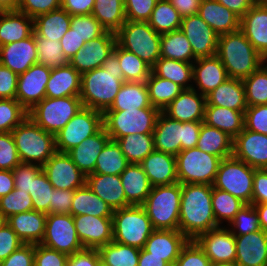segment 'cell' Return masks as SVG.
<instances>
[{
  "mask_svg": "<svg viewBox=\"0 0 267 266\" xmlns=\"http://www.w3.org/2000/svg\"><path fill=\"white\" fill-rule=\"evenodd\" d=\"M213 185L181 184L178 230L189 240L219 227L212 208Z\"/></svg>",
  "mask_w": 267,
  "mask_h": 266,
  "instance_id": "6da1fadb",
  "label": "cell"
},
{
  "mask_svg": "<svg viewBox=\"0 0 267 266\" xmlns=\"http://www.w3.org/2000/svg\"><path fill=\"white\" fill-rule=\"evenodd\" d=\"M123 83L118 56L112 52L101 67L81 75L79 97L83 107L104 113L113 104Z\"/></svg>",
  "mask_w": 267,
  "mask_h": 266,
  "instance_id": "7a4b0ae2",
  "label": "cell"
},
{
  "mask_svg": "<svg viewBox=\"0 0 267 266\" xmlns=\"http://www.w3.org/2000/svg\"><path fill=\"white\" fill-rule=\"evenodd\" d=\"M216 56L229 78L237 79L250 76L266 62L240 29L219 35Z\"/></svg>",
  "mask_w": 267,
  "mask_h": 266,
  "instance_id": "3957f363",
  "label": "cell"
},
{
  "mask_svg": "<svg viewBox=\"0 0 267 266\" xmlns=\"http://www.w3.org/2000/svg\"><path fill=\"white\" fill-rule=\"evenodd\" d=\"M19 159L43 166L56 152L55 136L26 117L11 131Z\"/></svg>",
  "mask_w": 267,
  "mask_h": 266,
  "instance_id": "277c9868",
  "label": "cell"
},
{
  "mask_svg": "<svg viewBox=\"0 0 267 266\" xmlns=\"http://www.w3.org/2000/svg\"><path fill=\"white\" fill-rule=\"evenodd\" d=\"M181 183L154 186L141 205L154 230H178Z\"/></svg>",
  "mask_w": 267,
  "mask_h": 266,
  "instance_id": "5b68a950",
  "label": "cell"
},
{
  "mask_svg": "<svg viewBox=\"0 0 267 266\" xmlns=\"http://www.w3.org/2000/svg\"><path fill=\"white\" fill-rule=\"evenodd\" d=\"M115 35L120 47L137 55L151 67L161 57V35L148 22L126 20Z\"/></svg>",
  "mask_w": 267,
  "mask_h": 266,
  "instance_id": "8992f818",
  "label": "cell"
},
{
  "mask_svg": "<svg viewBox=\"0 0 267 266\" xmlns=\"http://www.w3.org/2000/svg\"><path fill=\"white\" fill-rule=\"evenodd\" d=\"M113 241L143 249L154 228L141 205L113 211Z\"/></svg>",
  "mask_w": 267,
  "mask_h": 266,
  "instance_id": "52a82bcc",
  "label": "cell"
},
{
  "mask_svg": "<svg viewBox=\"0 0 267 266\" xmlns=\"http://www.w3.org/2000/svg\"><path fill=\"white\" fill-rule=\"evenodd\" d=\"M82 107L79 96L45 97L28 111V117L46 132L56 136Z\"/></svg>",
  "mask_w": 267,
  "mask_h": 266,
  "instance_id": "ba28073f",
  "label": "cell"
},
{
  "mask_svg": "<svg viewBox=\"0 0 267 266\" xmlns=\"http://www.w3.org/2000/svg\"><path fill=\"white\" fill-rule=\"evenodd\" d=\"M175 157L179 183L214 184L221 158L198 147L182 150Z\"/></svg>",
  "mask_w": 267,
  "mask_h": 266,
  "instance_id": "9c48e42d",
  "label": "cell"
},
{
  "mask_svg": "<svg viewBox=\"0 0 267 266\" xmlns=\"http://www.w3.org/2000/svg\"><path fill=\"white\" fill-rule=\"evenodd\" d=\"M160 112L158 108L105 111L103 126L114 141L129 134L153 133Z\"/></svg>",
  "mask_w": 267,
  "mask_h": 266,
  "instance_id": "30bf717a",
  "label": "cell"
},
{
  "mask_svg": "<svg viewBox=\"0 0 267 266\" xmlns=\"http://www.w3.org/2000/svg\"><path fill=\"white\" fill-rule=\"evenodd\" d=\"M255 170L234 156L222 159L213 187L251 204Z\"/></svg>",
  "mask_w": 267,
  "mask_h": 266,
  "instance_id": "8fae6325",
  "label": "cell"
},
{
  "mask_svg": "<svg viewBox=\"0 0 267 266\" xmlns=\"http://www.w3.org/2000/svg\"><path fill=\"white\" fill-rule=\"evenodd\" d=\"M103 127V113L88 107L80 111L55 136V148L67 153Z\"/></svg>",
  "mask_w": 267,
  "mask_h": 266,
  "instance_id": "7c38bea8",
  "label": "cell"
},
{
  "mask_svg": "<svg viewBox=\"0 0 267 266\" xmlns=\"http://www.w3.org/2000/svg\"><path fill=\"white\" fill-rule=\"evenodd\" d=\"M42 245L68 256L84 249L71 214L48 213Z\"/></svg>",
  "mask_w": 267,
  "mask_h": 266,
  "instance_id": "4fadbf2b",
  "label": "cell"
},
{
  "mask_svg": "<svg viewBox=\"0 0 267 266\" xmlns=\"http://www.w3.org/2000/svg\"><path fill=\"white\" fill-rule=\"evenodd\" d=\"M116 45L114 32L106 31L96 39L85 43L82 49L69 59V64L81 75L99 68L111 55Z\"/></svg>",
  "mask_w": 267,
  "mask_h": 266,
  "instance_id": "5bb4252c",
  "label": "cell"
},
{
  "mask_svg": "<svg viewBox=\"0 0 267 266\" xmlns=\"http://www.w3.org/2000/svg\"><path fill=\"white\" fill-rule=\"evenodd\" d=\"M54 189L75 190L86 182V176L67 153L56 151L42 166Z\"/></svg>",
  "mask_w": 267,
  "mask_h": 266,
  "instance_id": "9a60e30c",
  "label": "cell"
},
{
  "mask_svg": "<svg viewBox=\"0 0 267 266\" xmlns=\"http://www.w3.org/2000/svg\"><path fill=\"white\" fill-rule=\"evenodd\" d=\"M51 74V69L33 64L27 71L19 74L16 100L30 111L37 103L46 97V86Z\"/></svg>",
  "mask_w": 267,
  "mask_h": 266,
  "instance_id": "2e32d148",
  "label": "cell"
},
{
  "mask_svg": "<svg viewBox=\"0 0 267 266\" xmlns=\"http://www.w3.org/2000/svg\"><path fill=\"white\" fill-rule=\"evenodd\" d=\"M180 30L190 42L196 59L216 55L219 35L198 14L182 18Z\"/></svg>",
  "mask_w": 267,
  "mask_h": 266,
  "instance_id": "e0dca14e",
  "label": "cell"
},
{
  "mask_svg": "<svg viewBox=\"0 0 267 266\" xmlns=\"http://www.w3.org/2000/svg\"><path fill=\"white\" fill-rule=\"evenodd\" d=\"M195 241L211 262L235 263V236L227 226H219L200 234Z\"/></svg>",
  "mask_w": 267,
  "mask_h": 266,
  "instance_id": "ac0fdd59",
  "label": "cell"
},
{
  "mask_svg": "<svg viewBox=\"0 0 267 266\" xmlns=\"http://www.w3.org/2000/svg\"><path fill=\"white\" fill-rule=\"evenodd\" d=\"M73 219L84 249H99L113 241L112 217L78 215Z\"/></svg>",
  "mask_w": 267,
  "mask_h": 266,
  "instance_id": "d6986e66",
  "label": "cell"
},
{
  "mask_svg": "<svg viewBox=\"0 0 267 266\" xmlns=\"http://www.w3.org/2000/svg\"><path fill=\"white\" fill-rule=\"evenodd\" d=\"M233 156L252 168L267 169V135L243 128L234 138Z\"/></svg>",
  "mask_w": 267,
  "mask_h": 266,
  "instance_id": "ffe728a7",
  "label": "cell"
},
{
  "mask_svg": "<svg viewBox=\"0 0 267 266\" xmlns=\"http://www.w3.org/2000/svg\"><path fill=\"white\" fill-rule=\"evenodd\" d=\"M35 33L13 43L0 46V63L16 74H22L37 63Z\"/></svg>",
  "mask_w": 267,
  "mask_h": 266,
  "instance_id": "44dd1931",
  "label": "cell"
},
{
  "mask_svg": "<svg viewBox=\"0 0 267 266\" xmlns=\"http://www.w3.org/2000/svg\"><path fill=\"white\" fill-rule=\"evenodd\" d=\"M229 78L221 60L215 55L193 62L192 88L206 96Z\"/></svg>",
  "mask_w": 267,
  "mask_h": 266,
  "instance_id": "7402d4cb",
  "label": "cell"
},
{
  "mask_svg": "<svg viewBox=\"0 0 267 266\" xmlns=\"http://www.w3.org/2000/svg\"><path fill=\"white\" fill-rule=\"evenodd\" d=\"M206 96L192 89H184L163 111L179 122H203Z\"/></svg>",
  "mask_w": 267,
  "mask_h": 266,
  "instance_id": "603a6c76",
  "label": "cell"
},
{
  "mask_svg": "<svg viewBox=\"0 0 267 266\" xmlns=\"http://www.w3.org/2000/svg\"><path fill=\"white\" fill-rule=\"evenodd\" d=\"M237 266H267V232L235 236Z\"/></svg>",
  "mask_w": 267,
  "mask_h": 266,
  "instance_id": "cb8c5ba5",
  "label": "cell"
},
{
  "mask_svg": "<svg viewBox=\"0 0 267 266\" xmlns=\"http://www.w3.org/2000/svg\"><path fill=\"white\" fill-rule=\"evenodd\" d=\"M188 241L189 239L179 230H154L144 249L151 253V256L161 257L172 266Z\"/></svg>",
  "mask_w": 267,
  "mask_h": 266,
  "instance_id": "d4e9b609",
  "label": "cell"
},
{
  "mask_svg": "<svg viewBox=\"0 0 267 266\" xmlns=\"http://www.w3.org/2000/svg\"><path fill=\"white\" fill-rule=\"evenodd\" d=\"M240 30L267 60V5L254 4L241 18Z\"/></svg>",
  "mask_w": 267,
  "mask_h": 266,
  "instance_id": "484cf974",
  "label": "cell"
},
{
  "mask_svg": "<svg viewBox=\"0 0 267 266\" xmlns=\"http://www.w3.org/2000/svg\"><path fill=\"white\" fill-rule=\"evenodd\" d=\"M153 136L155 150L176 156L181 151V142H184V123L171 119L161 111Z\"/></svg>",
  "mask_w": 267,
  "mask_h": 266,
  "instance_id": "4316f807",
  "label": "cell"
},
{
  "mask_svg": "<svg viewBox=\"0 0 267 266\" xmlns=\"http://www.w3.org/2000/svg\"><path fill=\"white\" fill-rule=\"evenodd\" d=\"M139 164L152 187L178 182L175 155L154 150Z\"/></svg>",
  "mask_w": 267,
  "mask_h": 266,
  "instance_id": "83f0119b",
  "label": "cell"
},
{
  "mask_svg": "<svg viewBox=\"0 0 267 266\" xmlns=\"http://www.w3.org/2000/svg\"><path fill=\"white\" fill-rule=\"evenodd\" d=\"M47 214L36 210L8 217L5 222L24 244H40L45 235Z\"/></svg>",
  "mask_w": 267,
  "mask_h": 266,
  "instance_id": "f1b7e54d",
  "label": "cell"
},
{
  "mask_svg": "<svg viewBox=\"0 0 267 266\" xmlns=\"http://www.w3.org/2000/svg\"><path fill=\"white\" fill-rule=\"evenodd\" d=\"M109 140L110 136L103 126L96 134L83 140L67 154L78 169L88 176L94 172L97 157Z\"/></svg>",
  "mask_w": 267,
  "mask_h": 266,
  "instance_id": "f546056e",
  "label": "cell"
},
{
  "mask_svg": "<svg viewBox=\"0 0 267 266\" xmlns=\"http://www.w3.org/2000/svg\"><path fill=\"white\" fill-rule=\"evenodd\" d=\"M198 15L218 34L240 29L241 18L217 0H201Z\"/></svg>",
  "mask_w": 267,
  "mask_h": 266,
  "instance_id": "4dcf8cb0",
  "label": "cell"
},
{
  "mask_svg": "<svg viewBox=\"0 0 267 266\" xmlns=\"http://www.w3.org/2000/svg\"><path fill=\"white\" fill-rule=\"evenodd\" d=\"M86 185L112 210L126 207V196L120 175L92 173L86 176Z\"/></svg>",
  "mask_w": 267,
  "mask_h": 266,
  "instance_id": "1f68e13d",
  "label": "cell"
},
{
  "mask_svg": "<svg viewBox=\"0 0 267 266\" xmlns=\"http://www.w3.org/2000/svg\"><path fill=\"white\" fill-rule=\"evenodd\" d=\"M206 105L219 106L235 111L247 109L242 79L228 78L206 95Z\"/></svg>",
  "mask_w": 267,
  "mask_h": 266,
  "instance_id": "d6a6232c",
  "label": "cell"
},
{
  "mask_svg": "<svg viewBox=\"0 0 267 266\" xmlns=\"http://www.w3.org/2000/svg\"><path fill=\"white\" fill-rule=\"evenodd\" d=\"M81 92V74L70 64L51 69L46 86V97L62 98L79 96Z\"/></svg>",
  "mask_w": 267,
  "mask_h": 266,
  "instance_id": "836d02e7",
  "label": "cell"
},
{
  "mask_svg": "<svg viewBox=\"0 0 267 266\" xmlns=\"http://www.w3.org/2000/svg\"><path fill=\"white\" fill-rule=\"evenodd\" d=\"M126 196V207L142 205L151 191V184L140 164L130 163L120 174Z\"/></svg>",
  "mask_w": 267,
  "mask_h": 266,
  "instance_id": "e575fe53",
  "label": "cell"
},
{
  "mask_svg": "<svg viewBox=\"0 0 267 266\" xmlns=\"http://www.w3.org/2000/svg\"><path fill=\"white\" fill-rule=\"evenodd\" d=\"M34 33V20L18 10L0 13V46L23 40Z\"/></svg>",
  "mask_w": 267,
  "mask_h": 266,
  "instance_id": "d590c367",
  "label": "cell"
},
{
  "mask_svg": "<svg viewBox=\"0 0 267 266\" xmlns=\"http://www.w3.org/2000/svg\"><path fill=\"white\" fill-rule=\"evenodd\" d=\"M244 112L206 105L203 123L225 132L234 139L243 131Z\"/></svg>",
  "mask_w": 267,
  "mask_h": 266,
  "instance_id": "8d00e7d4",
  "label": "cell"
},
{
  "mask_svg": "<svg viewBox=\"0 0 267 266\" xmlns=\"http://www.w3.org/2000/svg\"><path fill=\"white\" fill-rule=\"evenodd\" d=\"M34 33L41 38L60 41L71 26V15L60 8L34 19Z\"/></svg>",
  "mask_w": 267,
  "mask_h": 266,
  "instance_id": "74e56055",
  "label": "cell"
},
{
  "mask_svg": "<svg viewBox=\"0 0 267 266\" xmlns=\"http://www.w3.org/2000/svg\"><path fill=\"white\" fill-rule=\"evenodd\" d=\"M155 108L150 104L146 82H124L116 98L106 111Z\"/></svg>",
  "mask_w": 267,
  "mask_h": 266,
  "instance_id": "f35d334b",
  "label": "cell"
},
{
  "mask_svg": "<svg viewBox=\"0 0 267 266\" xmlns=\"http://www.w3.org/2000/svg\"><path fill=\"white\" fill-rule=\"evenodd\" d=\"M71 215H92L97 217H112V208L99 198L86 183L74 191Z\"/></svg>",
  "mask_w": 267,
  "mask_h": 266,
  "instance_id": "ab89813d",
  "label": "cell"
},
{
  "mask_svg": "<svg viewBox=\"0 0 267 266\" xmlns=\"http://www.w3.org/2000/svg\"><path fill=\"white\" fill-rule=\"evenodd\" d=\"M233 141L234 139L225 132L202 123L196 147L225 159L233 156Z\"/></svg>",
  "mask_w": 267,
  "mask_h": 266,
  "instance_id": "60d3db41",
  "label": "cell"
},
{
  "mask_svg": "<svg viewBox=\"0 0 267 266\" xmlns=\"http://www.w3.org/2000/svg\"><path fill=\"white\" fill-rule=\"evenodd\" d=\"M151 72L179 84L184 89H192L193 63L160 57L151 67Z\"/></svg>",
  "mask_w": 267,
  "mask_h": 266,
  "instance_id": "b9f144b4",
  "label": "cell"
},
{
  "mask_svg": "<svg viewBox=\"0 0 267 266\" xmlns=\"http://www.w3.org/2000/svg\"><path fill=\"white\" fill-rule=\"evenodd\" d=\"M160 52L166 59L188 63L196 60L190 42L180 29L161 35Z\"/></svg>",
  "mask_w": 267,
  "mask_h": 266,
  "instance_id": "7bdbcfd3",
  "label": "cell"
},
{
  "mask_svg": "<svg viewBox=\"0 0 267 266\" xmlns=\"http://www.w3.org/2000/svg\"><path fill=\"white\" fill-rule=\"evenodd\" d=\"M91 14L107 31L114 33L126 22L124 0H95Z\"/></svg>",
  "mask_w": 267,
  "mask_h": 266,
  "instance_id": "ee69618b",
  "label": "cell"
},
{
  "mask_svg": "<svg viewBox=\"0 0 267 266\" xmlns=\"http://www.w3.org/2000/svg\"><path fill=\"white\" fill-rule=\"evenodd\" d=\"M150 104L164 111L167 106L184 90L179 84L173 83L170 80L160 78L152 72L145 81Z\"/></svg>",
  "mask_w": 267,
  "mask_h": 266,
  "instance_id": "f6af8a7d",
  "label": "cell"
},
{
  "mask_svg": "<svg viewBox=\"0 0 267 266\" xmlns=\"http://www.w3.org/2000/svg\"><path fill=\"white\" fill-rule=\"evenodd\" d=\"M116 141L129 163L139 164L155 150L153 133L129 134Z\"/></svg>",
  "mask_w": 267,
  "mask_h": 266,
  "instance_id": "bcb514c9",
  "label": "cell"
},
{
  "mask_svg": "<svg viewBox=\"0 0 267 266\" xmlns=\"http://www.w3.org/2000/svg\"><path fill=\"white\" fill-rule=\"evenodd\" d=\"M98 252L104 266H138L140 248L111 241Z\"/></svg>",
  "mask_w": 267,
  "mask_h": 266,
  "instance_id": "7dc6e473",
  "label": "cell"
},
{
  "mask_svg": "<svg viewBox=\"0 0 267 266\" xmlns=\"http://www.w3.org/2000/svg\"><path fill=\"white\" fill-rule=\"evenodd\" d=\"M129 164L117 141L110 139L98 155L93 173L120 175Z\"/></svg>",
  "mask_w": 267,
  "mask_h": 266,
  "instance_id": "c3c4849f",
  "label": "cell"
},
{
  "mask_svg": "<svg viewBox=\"0 0 267 266\" xmlns=\"http://www.w3.org/2000/svg\"><path fill=\"white\" fill-rule=\"evenodd\" d=\"M113 52L118 56L124 82H145L151 74V66L117 43Z\"/></svg>",
  "mask_w": 267,
  "mask_h": 266,
  "instance_id": "681fc988",
  "label": "cell"
},
{
  "mask_svg": "<svg viewBox=\"0 0 267 266\" xmlns=\"http://www.w3.org/2000/svg\"><path fill=\"white\" fill-rule=\"evenodd\" d=\"M182 17L169 0H158L148 21L160 35L180 29Z\"/></svg>",
  "mask_w": 267,
  "mask_h": 266,
  "instance_id": "f907efd6",
  "label": "cell"
},
{
  "mask_svg": "<svg viewBox=\"0 0 267 266\" xmlns=\"http://www.w3.org/2000/svg\"><path fill=\"white\" fill-rule=\"evenodd\" d=\"M54 187L48 180L47 175L38 165L31 172L30 196L33 203V210L49 213L50 201H52V191Z\"/></svg>",
  "mask_w": 267,
  "mask_h": 266,
  "instance_id": "816d5d0a",
  "label": "cell"
},
{
  "mask_svg": "<svg viewBox=\"0 0 267 266\" xmlns=\"http://www.w3.org/2000/svg\"><path fill=\"white\" fill-rule=\"evenodd\" d=\"M244 205L245 203L239 198L213 187L212 208L219 226H227Z\"/></svg>",
  "mask_w": 267,
  "mask_h": 266,
  "instance_id": "f5cc1de1",
  "label": "cell"
},
{
  "mask_svg": "<svg viewBox=\"0 0 267 266\" xmlns=\"http://www.w3.org/2000/svg\"><path fill=\"white\" fill-rule=\"evenodd\" d=\"M247 107L267 104V63L242 79Z\"/></svg>",
  "mask_w": 267,
  "mask_h": 266,
  "instance_id": "db71d44e",
  "label": "cell"
},
{
  "mask_svg": "<svg viewBox=\"0 0 267 266\" xmlns=\"http://www.w3.org/2000/svg\"><path fill=\"white\" fill-rule=\"evenodd\" d=\"M35 43L38 53V64L50 69L69 65V59L62 51L60 41L44 39L35 34Z\"/></svg>",
  "mask_w": 267,
  "mask_h": 266,
  "instance_id": "11a10c76",
  "label": "cell"
},
{
  "mask_svg": "<svg viewBox=\"0 0 267 266\" xmlns=\"http://www.w3.org/2000/svg\"><path fill=\"white\" fill-rule=\"evenodd\" d=\"M26 117L28 111L16 99H0V133L11 132Z\"/></svg>",
  "mask_w": 267,
  "mask_h": 266,
  "instance_id": "9f6ffc18",
  "label": "cell"
},
{
  "mask_svg": "<svg viewBox=\"0 0 267 266\" xmlns=\"http://www.w3.org/2000/svg\"><path fill=\"white\" fill-rule=\"evenodd\" d=\"M33 210V203L28 192L15 188L5 196L0 197V214L6 220L8 217Z\"/></svg>",
  "mask_w": 267,
  "mask_h": 266,
  "instance_id": "6f0895ef",
  "label": "cell"
},
{
  "mask_svg": "<svg viewBox=\"0 0 267 266\" xmlns=\"http://www.w3.org/2000/svg\"><path fill=\"white\" fill-rule=\"evenodd\" d=\"M234 236L256 232L260 230L259 216L252 204H245L227 225Z\"/></svg>",
  "mask_w": 267,
  "mask_h": 266,
  "instance_id": "680465c9",
  "label": "cell"
},
{
  "mask_svg": "<svg viewBox=\"0 0 267 266\" xmlns=\"http://www.w3.org/2000/svg\"><path fill=\"white\" fill-rule=\"evenodd\" d=\"M70 27L85 43L107 31L92 14L71 16Z\"/></svg>",
  "mask_w": 267,
  "mask_h": 266,
  "instance_id": "91938a15",
  "label": "cell"
},
{
  "mask_svg": "<svg viewBox=\"0 0 267 266\" xmlns=\"http://www.w3.org/2000/svg\"><path fill=\"white\" fill-rule=\"evenodd\" d=\"M211 261L195 240H189L172 266H209Z\"/></svg>",
  "mask_w": 267,
  "mask_h": 266,
  "instance_id": "94428289",
  "label": "cell"
},
{
  "mask_svg": "<svg viewBox=\"0 0 267 266\" xmlns=\"http://www.w3.org/2000/svg\"><path fill=\"white\" fill-rule=\"evenodd\" d=\"M20 163L12 133H0V170H13Z\"/></svg>",
  "mask_w": 267,
  "mask_h": 266,
  "instance_id": "6125c7cd",
  "label": "cell"
},
{
  "mask_svg": "<svg viewBox=\"0 0 267 266\" xmlns=\"http://www.w3.org/2000/svg\"><path fill=\"white\" fill-rule=\"evenodd\" d=\"M158 0H124L126 20L148 22Z\"/></svg>",
  "mask_w": 267,
  "mask_h": 266,
  "instance_id": "be15d7a7",
  "label": "cell"
},
{
  "mask_svg": "<svg viewBox=\"0 0 267 266\" xmlns=\"http://www.w3.org/2000/svg\"><path fill=\"white\" fill-rule=\"evenodd\" d=\"M244 119L245 129L267 135V104L247 107Z\"/></svg>",
  "mask_w": 267,
  "mask_h": 266,
  "instance_id": "e7e4bbea",
  "label": "cell"
},
{
  "mask_svg": "<svg viewBox=\"0 0 267 266\" xmlns=\"http://www.w3.org/2000/svg\"><path fill=\"white\" fill-rule=\"evenodd\" d=\"M68 255L42 244H35L34 266H66Z\"/></svg>",
  "mask_w": 267,
  "mask_h": 266,
  "instance_id": "03108f58",
  "label": "cell"
},
{
  "mask_svg": "<svg viewBox=\"0 0 267 266\" xmlns=\"http://www.w3.org/2000/svg\"><path fill=\"white\" fill-rule=\"evenodd\" d=\"M61 8V0H19L18 11L31 18Z\"/></svg>",
  "mask_w": 267,
  "mask_h": 266,
  "instance_id": "003e7915",
  "label": "cell"
},
{
  "mask_svg": "<svg viewBox=\"0 0 267 266\" xmlns=\"http://www.w3.org/2000/svg\"><path fill=\"white\" fill-rule=\"evenodd\" d=\"M23 244L16 232L6 222L0 226V262Z\"/></svg>",
  "mask_w": 267,
  "mask_h": 266,
  "instance_id": "a7ac6f4b",
  "label": "cell"
},
{
  "mask_svg": "<svg viewBox=\"0 0 267 266\" xmlns=\"http://www.w3.org/2000/svg\"><path fill=\"white\" fill-rule=\"evenodd\" d=\"M35 244H23L5 260L0 266H34Z\"/></svg>",
  "mask_w": 267,
  "mask_h": 266,
  "instance_id": "89a4df30",
  "label": "cell"
},
{
  "mask_svg": "<svg viewBox=\"0 0 267 266\" xmlns=\"http://www.w3.org/2000/svg\"><path fill=\"white\" fill-rule=\"evenodd\" d=\"M75 190L53 189L49 213L71 214L72 200Z\"/></svg>",
  "mask_w": 267,
  "mask_h": 266,
  "instance_id": "2644e50d",
  "label": "cell"
},
{
  "mask_svg": "<svg viewBox=\"0 0 267 266\" xmlns=\"http://www.w3.org/2000/svg\"><path fill=\"white\" fill-rule=\"evenodd\" d=\"M18 77L0 63V99H16Z\"/></svg>",
  "mask_w": 267,
  "mask_h": 266,
  "instance_id": "8c879c8a",
  "label": "cell"
},
{
  "mask_svg": "<svg viewBox=\"0 0 267 266\" xmlns=\"http://www.w3.org/2000/svg\"><path fill=\"white\" fill-rule=\"evenodd\" d=\"M100 264L98 249H83L69 255L66 266H99Z\"/></svg>",
  "mask_w": 267,
  "mask_h": 266,
  "instance_id": "753ad0ef",
  "label": "cell"
},
{
  "mask_svg": "<svg viewBox=\"0 0 267 266\" xmlns=\"http://www.w3.org/2000/svg\"><path fill=\"white\" fill-rule=\"evenodd\" d=\"M38 166L34 163L21 162L13 170L15 188L24 192H30L31 172Z\"/></svg>",
  "mask_w": 267,
  "mask_h": 266,
  "instance_id": "34e18365",
  "label": "cell"
},
{
  "mask_svg": "<svg viewBox=\"0 0 267 266\" xmlns=\"http://www.w3.org/2000/svg\"><path fill=\"white\" fill-rule=\"evenodd\" d=\"M267 203V169H256L251 204Z\"/></svg>",
  "mask_w": 267,
  "mask_h": 266,
  "instance_id": "11e5206c",
  "label": "cell"
},
{
  "mask_svg": "<svg viewBox=\"0 0 267 266\" xmlns=\"http://www.w3.org/2000/svg\"><path fill=\"white\" fill-rule=\"evenodd\" d=\"M60 44L62 45V51L68 59H70L79 49L83 48L85 42L74 32V29L70 27L60 39Z\"/></svg>",
  "mask_w": 267,
  "mask_h": 266,
  "instance_id": "2a66077c",
  "label": "cell"
},
{
  "mask_svg": "<svg viewBox=\"0 0 267 266\" xmlns=\"http://www.w3.org/2000/svg\"><path fill=\"white\" fill-rule=\"evenodd\" d=\"M95 0H61V8L71 16L92 13Z\"/></svg>",
  "mask_w": 267,
  "mask_h": 266,
  "instance_id": "b9fcfbb0",
  "label": "cell"
},
{
  "mask_svg": "<svg viewBox=\"0 0 267 266\" xmlns=\"http://www.w3.org/2000/svg\"><path fill=\"white\" fill-rule=\"evenodd\" d=\"M203 122H184V142H181V151L195 148Z\"/></svg>",
  "mask_w": 267,
  "mask_h": 266,
  "instance_id": "09005b40",
  "label": "cell"
},
{
  "mask_svg": "<svg viewBox=\"0 0 267 266\" xmlns=\"http://www.w3.org/2000/svg\"><path fill=\"white\" fill-rule=\"evenodd\" d=\"M182 18L197 15L201 0H169Z\"/></svg>",
  "mask_w": 267,
  "mask_h": 266,
  "instance_id": "979ff035",
  "label": "cell"
},
{
  "mask_svg": "<svg viewBox=\"0 0 267 266\" xmlns=\"http://www.w3.org/2000/svg\"><path fill=\"white\" fill-rule=\"evenodd\" d=\"M237 16L242 18L246 12L255 4L254 0H217Z\"/></svg>",
  "mask_w": 267,
  "mask_h": 266,
  "instance_id": "deb4b68c",
  "label": "cell"
},
{
  "mask_svg": "<svg viewBox=\"0 0 267 266\" xmlns=\"http://www.w3.org/2000/svg\"><path fill=\"white\" fill-rule=\"evenodd\" d=\"M15 189L12 170H0V197Z\"/></svg>",
  "mask_w": 267,
  "mask_h": 266,
  "instance_id": "67dfc351",
  "label": "cell"
},
{
  "mask_svg": "<svg viewBox=\"0 0 267 266\" xmlns=\"http://www.w3.org/2000/svg\"><path fill=\"white\" fill-rule=\"evenodd\" d=\"M138 266H170L161 257L151 256L144 248L140 249Z\"/></svg>",
  "mask_w": 267,
  "mask_h": 266,
  "instance_id": "b62a3aed",
  "label": "cell"
},
{
  "mask_svg": "<svg viewBox=\"0 0 267 266\" xmlns=\"http://www.w3.org/2000/svg\"><path fill=\"white\" fill-rule=\"evenodd\" d=\"M259 216L260 229L267 232V203L254 204Z\"/></svg>",
  "mask_w": 267,
  "mask_h": 266,
  "instance_id": "603ad722",
  "label": "cell"
},
{
  "mask_svg": "<svg viewBox=\"0 0 267 266\" xmlns=\"http://www.w3.org/2000/svg\"><path fill=\"white\" fill-rule=\"evenodd\" d=\"M19 0H0V11L18 10Z\"/></svg>",
  "mask_w": 267,
  "mask_h": 266,
  "instance_id": "5803f987",
  "label": "cell"
}]
</instances>
